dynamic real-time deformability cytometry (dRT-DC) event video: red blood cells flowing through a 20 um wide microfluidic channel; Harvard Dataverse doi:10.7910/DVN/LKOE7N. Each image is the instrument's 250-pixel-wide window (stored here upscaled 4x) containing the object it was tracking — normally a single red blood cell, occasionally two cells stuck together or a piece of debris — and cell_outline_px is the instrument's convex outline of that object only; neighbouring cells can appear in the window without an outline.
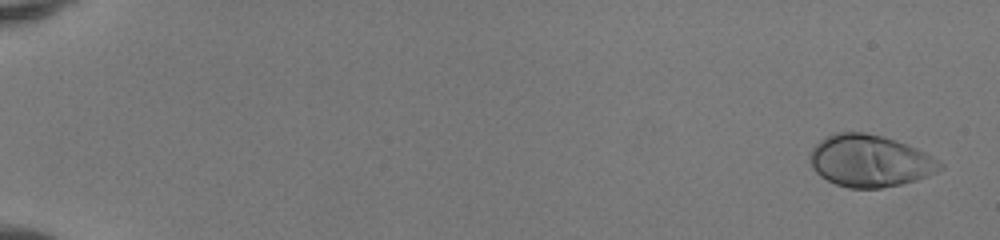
{"species": "human", "species_latin": "Homo sapiens", "temperature_condition": "room temperature", "stored_images_in_passage": 50, "camera_frame_rate_fps": 3000, "um_per_image_px": 0.085, "donor": {"sex": "female"}, "frame": {"image": 1, "passage_image": 1, "time_ms": 0.0, "image_size_px": [1000, 240], "cell_outline_px": [[944, 168], [928, 176], [916, 180], [900, 184], [880, 188], [848, 188], [836, 184], [820, 176], [812, 168], [808, 156], [812, 148], [820, 140], [836, 132], [864, 132], [896, 140], [916, 148], [932, 156], [944, 164]], "centroid_in_image_um": [73.93, 13.68], "position_along_channel_um": 11.1, "area_um2": 39.42}}
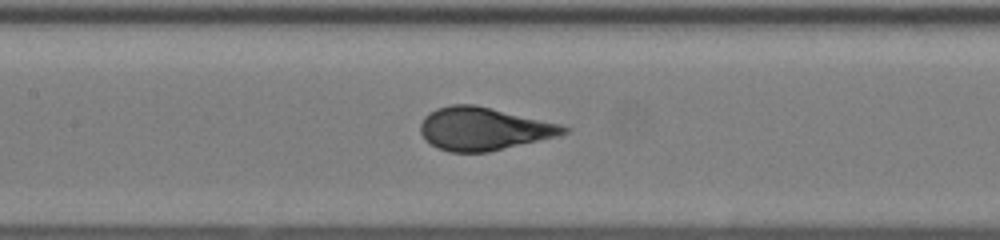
{"frame": {"image": 2, "passage_image": 26, "time_ms": 8.333, "image_size_px": [1000, 240], "cell_outline_px": [[572, 128], [568, 132], [556, 136], [488, 152], [448, 152], [436, 148], [424, 140], [420, 132], [420, 124], [424, 116], [436, 108], [452, 104], [476, 104], [560, 124]], "centroid_in_image_um": [41.06, 10.94], "position_along_channel_um": 166.3, "area_um2": 35.89}}
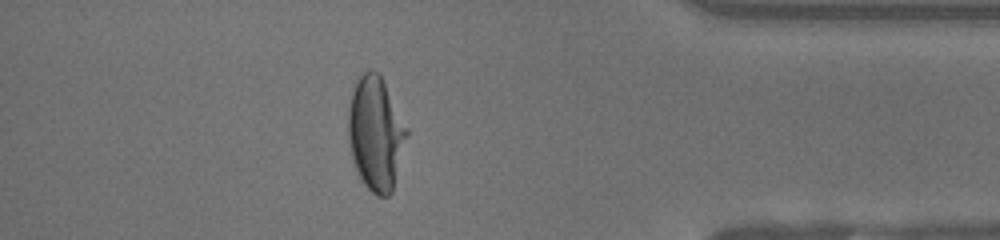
{"frame": {"image": 3, "passage_image": 45, "time_ms": 14.667, "image_size_px": [1000, 240], "cell_outline_px": [[408, 132], [392, 192], [388, 196], [376, 196], [364, 184], [352, 160], [348, 136], [348, 108], [352, 92], [356, 80], [368, 68], [376, 72], [380, 76], [408, 128]], "centroid_in_image_um": [31.92, 11.35], "position_along_channel_um": 403.3, "area_um2": 38.38}, "authors_computed_cell_mechanics": {"area_um2": 36.1539, "velocity_mm_per_s": 4.1369, "shape_relaxation_time_tau1_ms": 4.9494, "shape_relaxation_time_tau2_ms": null, "deformation_change_tau1": 0.2691, "deformation_change_tau2": null}}